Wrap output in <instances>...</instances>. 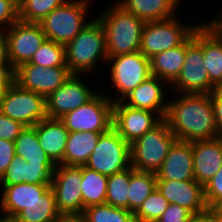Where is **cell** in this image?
I'll return each instance as SVG.
<instances>
[{
    "label": "cell",
    "instance_id": "obj_30",
    "mask_svg": "<svg viewBox=\"0 0 222 222\" xmlns=\"http://www.w3.org/2000/svg\"><path fill=\"white\" fill-rule=\"evenodd\" d=\"M156 187L155 173L135 170L130 175L128 186V211L135 213Z\"/></svg>",
    "mask_w": 222,
    "mask_h": 222
},
{
    "label": "cell",
    "instance_id": "obj_7",
    "mask_svg": "<svg viewBox=\"0 0 222 222\" xmlns=\"http://www.w3.org/2000/svg\"><path fill=\"white\" fill-rule=\"evenodd\" d=\"M199 26L181 24L176 16L155 22H146L141 37L140 52L148 59L154 55L182 45Z\"/></svg>",
    "mask_w": 222,
    "mask_h": 222
},
{
    "label": "cell",
    "instance_id": "obj_9",
    "mask_svg": "<svg viewBox=\"0 0 222 222\" xmlns=\"http://www.w3.org/2000/svg\"><path fill=\"white\" fill-rule=\"evenodd\" d=\"M102 93H97L86 104L70 111L60 118L69 132L105 133L112 127L113 101Z\"/></svg>",
    "mask_w": 222,
    "mask_h": 222
},
{
    "label": "cell",
    "instance_id": "obj_52",
    "mask_svg": "<svg viewBox=\"0 0 222 222\" xmlns=\"http://www.w3.org/2000/svg\"><path fill=\"white\" fill-rule=\"evenodd\" d=\"M174 1L179 5L181 0H174Z\"/></svg>",
    "mask_w": 222,
    "mask_h": 222
},
{
    "label": "cell",
    "instance_id": "obj_26",
    "mask_svg": "<svg viewBox=\"0 0 222 222\" xmlns=\"http://www.w3.org/2000/svg\"><path fill=\"white\" fill-rule=\"evenodd\" d=\"M60 213L50 187L39 199L28 204L11 222H52Z\"/></svg>",
    "mask_w": 222,
    "mask_h": 222
},
{
    "label": "cell",
    "instance_id": "obj_34",
    "mask_svg": "<svg viewBox=\"0 0 222 222\" xmlns=\"http://www.w3.org/2000/svg\"><path fill=\"white\" fill-rule=\"evenodd\" d=\"M29 63L42 67L67 66L65 45L46 39L33 54Z\"/></svg>",
    "mask_w": 222,
    "mask_h": 222
},
{
    "label": "cell",
    "instance_id": "obj_12",
    "mask_svg": "<svg viewBox=\"0 0 222 222\" xmlns=\"http://www.w3.org/2000/svg\"><path fill=\"white\" fill-rule=\"evenodd\" d=\"M6 58L11 68L15 70L21 64L29 62L33 54L46 40V36L39 23H25L18 20L7 32Z\"/></svg>",
    "mask_w": 222,
    "mask_h": 222
},
{
    "label": "cell",
    "instance_id": "obj_11",
    "mask_svg": "<svg viewBox=\"0 0 222 222\" xmlns=\"http://www.w3.org/2000/svg\"><path fill=\"white\" fill-rule=\"evenodd\" d=\"M0 111L26 127H33L47 117L45 98L21 88L16 82H13L2 99Z\"/></svg>",
    "mask_w": 222,
    "mask_h": 222
},
{
    "label": "cell",
    "instance_id": "obj_15",
    "mask_svg": "<svg viewBox=\"0 0 222 222\" xmlns=\"http://www.w3.org/2000/svg\"><path fill=\"white\" fill-rule=\"evenodd\" d=\"M79 76L84 75L71 74L61 87L45 98L47 117L60 119L70 111L86 104L97 94L89 89L90 87Z\"/></svg>",
    "mask_w": 222,
    "mask_h": 222
},
{
    "label": "cell",
    "instance_id": "obj_1",
    "mask_svg": "<svg viewBox=\"0 0 222 222\" xmlns=\"http://www.w3.org/2000/svg\"><path fill=\"white\" fill-rule=\"evenodd\" d=\"M168 102L165 120L177 140L195 141L218 137L211 94H180Z\"/></svg>",
    "mask_w": 222,
    "mask_h": 222
},
{
    "label": "cell",
    "instance_id": "obj_36",
    "mask_svg": "<svg viewBox=\"0 0 222 222\" xmlns=\"http://www.w3.org/2000/svg\"><path fill=\"white\" fill-rule=\"evenodd\" d=\"M55 169V163L34 164L25 162V178H23V183L51 184Z\"/></svg>",
    "mask_w": 222,
    "mask_h": 222
},
{
    "label": "cell",
    "instance_id": "obj_2",
    "mask_svg": "<svg viewBox=\"0 0 222 222\" xmlns=\"http://www.w3.org/2000/svg\"><path fill=\"white\" fill-rule=\"evenodd\" d=\"M105 11V12H104ZM106 35L107 56L139 52L145 22L117 2L97 16Z\"/></svg>",
    "mask_w": 222,
    "mask_h": 222
},
{
    "label": "cell",
    "instance_id": "obj_45",
    "mask_svg": "<svg viewBox=\"0 0 222 222\" xmlns=\"http://www.w3.org/2000/svg\"><path fill=\"white\" fill-rule=\"evenodd\" d=\"M52 222H85L83 213H60Z\"/></svg>",
    "mask_w": 222,
    "mask_h": 222
},
{
    "label": "cell",
    "instance_id": "obj_37",
    "mask_svg": "<svg viewBox=\"0 0 222 222\" xmlns=\"http://www.w3.org/2000/svg\"><path fill=\"white\" fill-rule=\"evenodd\" d=\"M204 197L208 209H213L222 201V167L204 185Z\"/></svg>",
    "mask_w": 222,
    "mask_h": 222
},
{
    "label": "cell",
    "instance_id": "obj_44",
    "mask_svg": "<svg viewBox=\"0 0 222 222\" xmlns=\"http://www.w3.org/2000/svg\"><path fill=\"white\" fill-rule=\"evenodd\" d=\"M190 222H222V218L214 209H207L204 212L192 215Z\"/></svg>",
    "mask_w": 222,
    "mask_h": 222
},
{
    "label": "cell",
    "instance_id": "obj_29",
    "mask_svg": "<svg viewBox=\"0 0 222 222\" xmlns=\"http://www.w3.org/2000/svg\"><path fill=\"white\" fill-rule=\"evenodd\" d=\"M14 144L15 155L22 157L25 162L34 164L54 163L39 144L34 127H25L16 137Z\"/></svg>",
    "mask_w": 222,
    "mask_h": 222
},
{
    "label": "cell",
    "instance_id": "obj_23",
    "mask_svg": "<svg viewBox=\"0 0 222 222\" xmlns=\"http://www.w3.org/2000/svg\"><path fill=\"white\" fill-rule=\"evenodd\" d=\"M117 3L145 23L174 17L179 6L174 0H119Z\"/></svg>",
    "mask_w": 222,
    "mask_h": 222
},
{
    "label": "cell",
    "instance_id": "obj_8",
    "mask_svg": "<svg viewBox=\"0 0 222 222\" xmlns=\"http://www.w3.org/2000/svg\"><path fill=\"white\" fill-rule=\"evenodd\" d=\"M84 166L106 176L124 171L131 167L130 144L111 127L100 135Z\"/></svg>",
    "mask_w": 222,
    "mask_h": 222
},
{
    "label": "cell",
    "instance_id": "obj_33",
    "mask_svg": "<svg viewBox=\"0 0 222 222\" xmlns=\"http://www.w3.org/2000/svg\"><path fill=\"white\" fill-rule=\"evenodd\" d=\"M64 1L66 0H18L19 20L25 23H39Z\"/></svg>",
    "mask_w": 222,
    "mask_h": 222
},
{
    "label": "cell",
    "instance_id": "obj_10",
    "mask_svg": "<svg viewBox=\"0 0 222 222\" xmlns=\"http://www.w3.org/2000/svg\"><path fill=\"white\" fill-rule=\"evenodd\" d=\"M111 64V81L117 90V96L113 102L123 98L151 76L150 59L143 53L121 54L108 56L107 62Z\"/></svg>",
    "mask_w": 222,
    "mask_h": 222
},
{
    "label": "cell",
    "instance_id": "obj_20",
    "mask_svg": "<svg viewBox=\"0 0 222 222\" xmlns=\"http://www.w3.org/2000/svg\"><path fill=\"white\" fill-rule=\"evenodd\" d=\"M156 178L157 180L177 181L194 179L191 142L175 141L160 169L156 172Z\"/></svg>",
    "mask_w": 222,
    "mask_h": 222
},
{
    "label": "cell",
    "instance_id": "obj_4",
    "mask_svg": "<svg viewBox=\"0 0 222 222\" xmlns=\"http://www.w3.org/2000/svg\"><path fill=\"white\" fill-rule=\"evenodd\" d=\"M176 140L168 122L162 119L130 144L131 166L140 172L156 174Z\"/></svg>",
    "mask_w": 222,
    "mask_h": 222
},
{
    "label": "cell",
    "instance_id": "obj_6",
    "mask_svg": "<svg viewBox=\"0 0 222 222\" xmlns=\"http://www.w3.org/2000/svg\"><path fill=\"white\" fill-rule=\"evenodd\" d=\"M89 0H66L52 10L39 24L47 40L66 45L89 23H86Z\"/></svg>",
    "mask_w": 222,
    "mask_h": 222
},
{
    "label": "cell",
    "instance_id": "obj_17",
    "mask_svg": "<svg viewBox=\"0 0 222 222\" xmlns=\"http://www.w3.org/2000/svg\"><path fill=\"white\" fill-rule=\"evenodd\" d=\"M157 189L169 203L185 207L193 215L208 209L204 197V186L195 179L157 180Z\"/></svg>",
    "mask_w": 222,
    "mask_h": 222
},
{
    "label": "cell",
    "instance_id": "obj_18",
    "mask_svg": "<svg viewBox=\"0 0 222 222\" xmlns=\"http://www.w3.org/2000/svg\"><path fill=\"white\" fill-rule=\"evenodd\" d=\"M194 179L203 186L222 167V138L191 141Z\"/></svg>",
    "mask_w": 222,
    "mask_h": 222
},
{
    "label": "cell",
    "instance_id": "obj_24",
    "mask_svg": "<svg viewBox=\"0 0 222 222\" xmlns=\"http://www.w3.org/2000/svg\"><path fill=\"white\" fill-rule=\"evenodd\" d=\"M185 55L186 41L180 46L154 55L150 58L151 75L162 79L166 85H171L180 74Z\"/></svg>",
    "mask_w": 222,
    "mask_h": 222
},
{
    "label": "cell",
    "instance_id": "obj_32",
    "mask_svg": "<svg viewBox=\"0 0 222 222\" xmlns=\"http://www.w3.org/2000/svg\"><path fill=\"white\" fill-rule=\"evenodd\" d=\"M85 222H136L133 212L106 203L84 209Z\"/></svg>",
    "mask_w": 222,
    "mask_h": 222
},
{
    "label": "cell",
    "instance_id": "obj_47",
    "mask_svg": "<svg viewBox=\"0 0 222 222\" xmlns=\"http://www.w3.org/2000/svg\"><path fill=\"white\" fill-rule=\"evenodd\" d=\"M0 81H14V70L10 65H0Z\"/></svg>",
    "mask_w": 222,
    "mask_h": 222
},
{
    "label": "cell",
    "instance_id": "obj_50",
    "mask_svg": "<svg viewBox=\"0 0 222 222\" xmlns=\"http://www.w3.org/2000/svg\"><path fill=\"white\" fill-rule=\"evenodd\" d=\"M214 93L222 100V81L215 86Z\"/></svg>",
    "mask_w": 222,
    "mask_h": 222
},
{
    "label": "cell",
    "instance_id": "obj_35",
    "mask_svg": "<svg viewBox=\"0 0 222 222\" xmlns=\"http://www.w3.org/2000/svg\"><path fill=\"white\" fill-rule=\"evenodd\" d=\"M169 204L167 199L156 187L134 213L136 222H157Z\"/></svg>",
    "mask_w": 222,
    "mask_h": 222
},
{
    "label": "cell",
    "instance_id": "obj_40",
    "mask_svg": "<svg viewBox=\"0 0 222 222\" xmlns=\"http://www.w3.org/2000/svg\"><path fill=\"white\" fill-rule=\"evenodd\" d=\"M25 127L22 123L11 119L0 111V139L14 142Z\"/></svg>",
    "mask_w": 222,
    "mask_h": 222
},
{
    "label": "cell",
    "instance_id": "obj_16",
    "mask_svg": "<svg viewBox=\"0 0 222 222\" xmlns=\"http://www.w3.org/2000/svg\"><path fill=\"white\" fill-rule=\"evenodd\" d=\"M161 120L155 112L132 108L122 101L113 103L112 127L129 144L142 137Z\"/></svg>",
    "mask_w": 222,
    "mask_h": 222
},
{
    "label": "cell",
    "instance_id": "obj_28",
    "mask_svg": "<svg viewBox=\"0 0 222 222\" xmlns=\"http://www.w3.org/2000/svg\"><path fill=\"white\" fill-rule=\"evenodd\" d=\"M108 176L82 166L81 194L83 211L93 205L104 204L106 200Z\"/></svg>",
    "mask_w": 222,
    "mask_h": 222
},
{
    "label": "cell",
    "instance_id": "obj_51",
    "mask_svg": "<svg viewBox=\"0 0 222 222\" xmlns=\"http://www.w3.org/2000/svg\"><path fill=\"white\" fill-rule=\"evenodd\" d=\"M213 209L222 218V201L218 203Z\"/></svg>",
    "mask_w": 222,
    "mask_h": 222
},
{
    "label": "cell",
    "instance_id": "obj_3",
    "mask_svg": "<svg viewBox=\"0 0 222 222\" xmlns=\"http://www.w3.org/2000/svg\"><path fill=\"white\" fill-rule=\"evenodd\" d=\"M66 65L71 74L84 75L108 59L105 30L98 18L82 29L65 45Z\"/></svg>",
    "mask_w": 222,
    "mask_h": 222
},
{
    "label": "cell",
    "instance_id": "obj_22",
    "mask_svg": "<svg viewBox=\"0 0 222 222\" xmlns=\"http://www.w3.org/2000/svg\"><path fill=\"white\" fill-rule=\"evenodd\" d=\"M38 141L45 153L57 165L63 164V156L69 135L68 129L60 119L41 120L35 126Z\"/></svg>",
    "mask_w": 222,
    "mask_h": 222
},
{
    "label": "cell",
    "instance_id": "obj_46",
    "mask_svg": "<svg viewBox=\"0 0 222 222\" xmlns=\"http://www.w3.org/2000/svg\"><path fill=\"white\" fill-rule=\"evenodd\" d=\"M219 19L212 20L207 23H204L209 29H211L218 37L222 38V13Z\"/></svg>",
    "mask_w": 222,
    "mask_h": 222
},
{
    "label": "cell",
    "instance_id": "obj_5",
    "mask_svg": "<svg viewBox=\"0 0 222 222\" xmlns=\"http://www.w3.org/2000/svg\"><path fill=\"white\" fill-rule=\"evenodd\" d=\"M179 94H211L215 86L210 82L203 56V23L186 40V55L177 79L172 83Z\"/></svg>",
    "mask_w": 222,
    "mask_h": 222
},
{
    "label": "cell",
    "instance_id": "obj_27",
    "mask_svg": "<svg viewBox=\"0 0 222 222\" xmlns=\"http://www.w3.org/2000/svg\"><path fill=\"white\" fill-rule=\"evenodd\" d=\"M203 56L210 82L216 86L222 81V38L203 23Z\"/></svg>",
    "mask_w": 222,
    "mask_h": 222
},
{
    "label": "cell",
    "instance_id": "obj_39",
    "mask_svg": "<svg viewBox=\"0 0 222 222\" xmlns=\"http://www.w3.org/2000/svg\"><path fill=\"white\" fill-rule=\"evenodd\" d=\"M18 20V0H0V33H4L7 30V27L9 28L13 23L17 22Z\"/></svg>",
    "mask_w": 222,
    "mask_h": 222
},
{
    "label": "cell",
    "instance_id": "obj_21",
    "mask_svg": "<svg viewBox=\"0 0 222 222\" xmlns=\"http://www.w3.org/2000/svg\"><path fill=\"white\" fill-rule=\"evenodd\" d=\"M50 184L19 183L1 186L3 191L0 197V210L4 218L0 220L11 221L28 204L39 199L49 188Z\"/></svg>",
    "mask_w": 222,
    "mask_h": 222
},
{
    "label": "cell",
    "instance_id": "obj_14",
    "mask_svg": "<svg viewBox=\"0 0 222 222\" xmlns=\"http://www.w3.org/2000/svg\"><path fill=\"white\" fill-rule=\"evenodd\" d=\"M82 166L57 164L51 180L59 213H83Z\"/></svg>",
    "mask_w": 222,
    "mask_h": 222
},
{
    "label": "cell",
    "instance_id": "obj_43",
    "mask_svg": "<svg viewBox=\"0 0 222 222\" xmlns=\"http://www.w3.org/2000/svg\"><path fill=\"white\" fill-rule=\"evenodd\" d=\"M211 103L215 117L218 137L222 138V100L214 93H211Z\"/></svg>",
    "mask_w": 222,
    "mask_h": 222
},
{
    "label": "cell",
    "instance_id": "obj_13",
    "mask_svg": "<svg viewBox=\"0 0 222 222\" xmlns=\"http://www.w3.org/2000/svg\"><path fill=\"white\" fill-rule=\"evenodd\" d=\"M68 66L42 67L29 62L14 70V82L21 88L47 98L70 77Z\"/></svg>",
    "mask_w": 222,
    "mask_h": 222
},
{
    "label": "cell",
    "instance_id": "obj_38",
    "mask_svg": "<svg viewBox=\"0 0 222 222\" xmlns=\"http://www.w3.org/2000/svg\"><path fill=\"white\" fill-rule=\"evenodd\" d=\"M23 178H25V161L22 157L15 155L1 177V186L23 183Z\"/></svg>",
    "mask_w": 222,
    "mask_h": 222
},
{
    "label": "cell",
    "instance_id": "obj_48",
    "mask_svg": "<svg viewBox=\"0 0 222 222\" xmlns=\"http://www.w3.org/2000/svg\"><path fill=\"white\" fill-rule=\"evenodd\" d=\"M0 65H10L6 58V40L4 33H0Z\"/></svg>",
    "mask_w": 222,
    "mask_h": 222
},
{
    "label": "cell",
    "instance_id": "obj_42",
    "mask_svg": "<svg viewBox=\"0 0 222 222\" xmlns=\"http://www.w3.org/2000/svg\"><path fill=\"white\" fill-rule=\"evenodd\" d=\"M14 157H15L14 142L0 139V178L6 172L10 162Z\"/></svg>",
    "mask_w": 222,
    "mask_h": 222
},
{
    "label": "cell",
    "instance_id": "obj_41",
    "mask_svg": "<svg viewBox=\"0 0 222 222\" xmlns=\"http://www.w3.org/2000/svg\"><path fill=\"white\" fill-rule=\"evenodd\" d=\"M192 215L185 207L170 203L157 222H190Z\"/></svg>",
    "mask_w": 222,
    "mask_h": 222
},
{
    "label": "cell",
    "instance_id": "obj_19",
    "mask_svg": "<svg viewBox=\"0 0 222 222\" xmlns=\"http://www.w3.org/2000/svg\"><path fill=\"white\" fill-rule=\"evenodd\" d=\"M163 82L165 81L151 75L121 101L132 108L155 112L161 119H165L168 102L165 98L166 93L163 92Z\"/></svg>",
    "mask_w": 222,
    "mask_h": 222
},
{
    "label": "cell",
    "instance_id": "obj_25",
    "mask_svg": "<svg viewBox=\"0 0 222 222\" xmlns=\"http://www.w3.org/2000/svg\"><path fill=\"white\" fill-rule=\"evenodd\" d=\"M102 133L97 132H69L63 156V165L84 166Z\"/></svg>",
    "mask_w": 222,
    "mask_h": 222
},
{
    "label": "cell",
    "instance_id": "obj_49",
    "mask_svg": "<svg viewBox=\"0 0 222 222\" xmlns=\"http://www.w3.org/2000/svg\"><path fill=\"white\" fill-rule=\"evenodd\" d=\"M14 81H0V104L5 97L7 90L13 84Z\"/></svg>",
    "mask_w": 222,
    "mask_h": 222
},
{
    "label": "cell",
    "instance_id": "obj_31",
    "mask_svg": "<svg viewBox=\"0 0 222 222\" xmlns=\"http://www.w3.org/2000/svg\"><path fill=\"white\" fill-rule=\"evenodd\" d=\"M135 171L130 168L108 176L105 203L117 208L128 210V186L130 175Z\"/></svg>",
    "mask_w": 222,
    "mask_h": 222
}]
</instances>
